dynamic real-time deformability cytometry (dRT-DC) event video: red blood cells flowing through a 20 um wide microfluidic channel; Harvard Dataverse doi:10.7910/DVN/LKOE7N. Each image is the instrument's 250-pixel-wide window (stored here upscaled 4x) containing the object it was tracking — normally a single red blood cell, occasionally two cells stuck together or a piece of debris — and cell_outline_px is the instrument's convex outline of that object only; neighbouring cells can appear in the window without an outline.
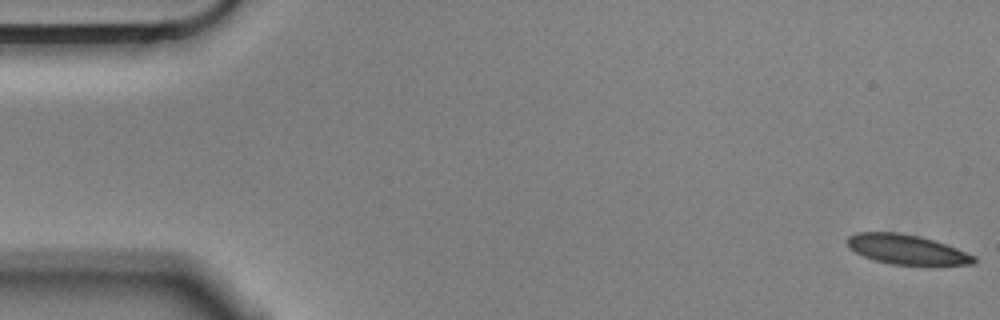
{"species": "Egyptian fruit bat (a non-hibernating species)", "species_latin": "Rousettus aegyptiacus", "temperature_condition": "cold", "stored_images_in_passage": 56, "camera_frame_rate_fps": 3000, "um_per_image_px": 0.085, "animal": {"sex": "male"}, "frame": {"image": 1, "passage_image": 1, "time_ms": 0.0, "image_size_px": [1000, 320], "cell_outline_px": [[976, 260], [972, 264], [932, 268], [928, 268], [892, 264], [876, 260], [864, 256], [856, 252], [848, 244], [848, 236], [856, 232], [900, 232], [920, 236], [956, 248], [976, 256]], "centroid_in_image_um": [77.17, 21.26], "position_along_channel_um": 7.8, "area_um2": 22.6}}
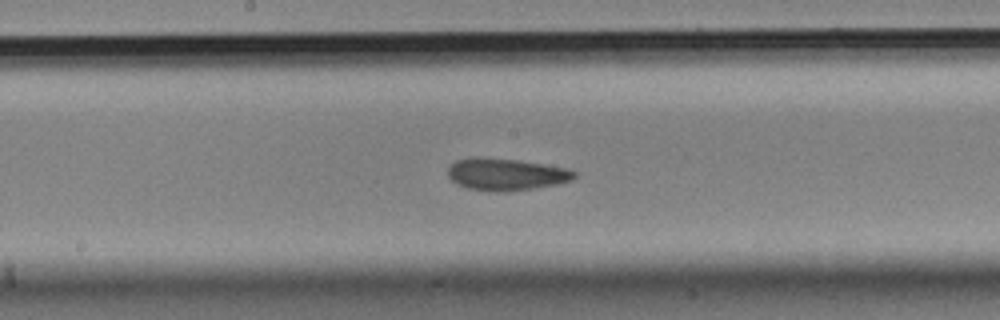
{"frame": {"image": 2, "passage_image": 29, "time_ms": 9.333, "image_size_px": [1000, 320], "cell_outline_px": [[576, 176], [572, 180], [560, 184], [536, 188], [508, 192], [496, 192], [468, 188], [456, 184], [448, 176], [448, 168], [456, 160], [476, 156], [516, 160], [568, 168], [576, 172]], "centroid_in_image_um": [43.02, 14.83], "position_along_channel_um": 205.2, "area_um2": 23.81}}
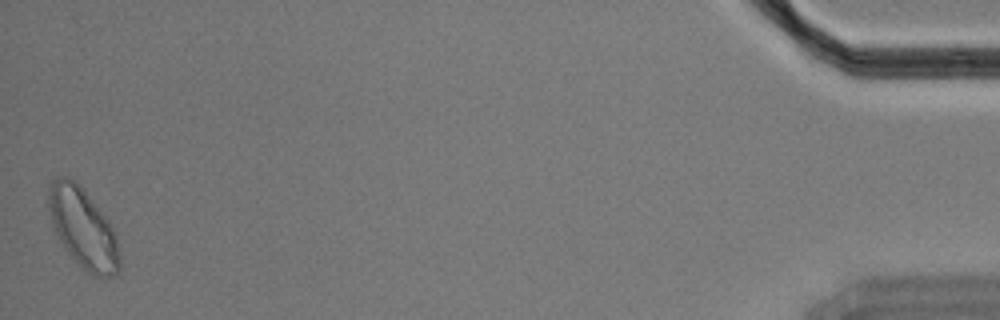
{"frame": {"image": 3, "passage_image": 56, "time_ms": 18.333, "image_size_px": [1000, 320], "cell_outline_px": [[120, 272], [116, 276], [92, 276], [68, 252], [60, 240], [56, 232], [48, 208], [48, 188], [52, 180], [56, 176], [68, 176], [84, 188], [104, 216], [112, 228], [116, 240], [120, 256]], "centroid_in_image_um": [7.06, 19.37], "position_along_channel_um": 428.1, "area_um2": 32.6}, "authors_computed_cell_mechanics": {"area_um2": 23.7558, "velocity_mm_per_s": 3.5255, "shape_relaxation_time_tau1_ms": 6.0654, "shape_relaxation_time_tau2_ms": 2.2846, "deformation_change_tau1": 0.1018, "deformation_change_tau2": 0.0633}}